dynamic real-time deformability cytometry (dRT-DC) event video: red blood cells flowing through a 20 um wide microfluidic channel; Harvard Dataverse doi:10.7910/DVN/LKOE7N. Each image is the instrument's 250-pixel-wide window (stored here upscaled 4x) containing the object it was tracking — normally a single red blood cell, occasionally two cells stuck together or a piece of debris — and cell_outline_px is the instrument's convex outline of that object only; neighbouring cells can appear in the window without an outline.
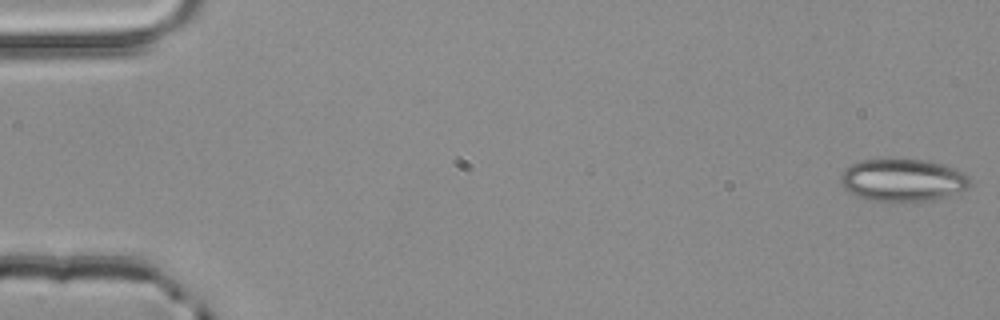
{"species": "common noctule bat (a hibernating species)", "species_latin": "Nyctalus noctula", "temperature_condition": "room temperature", "stored_images_in_passage": 4, "camera_frame_rate_fps": 3000, "um_per_image_px": 0.085, "animal": {"sex": "male", "body_mass_g": 20.4}, "frame": {"image": 1, "passage_image": 1, "time_ms": 0.0, "image_size_px": [1000, 320], "cell_outline_px": [[972, 184], [968, 188], [932, 200], [904, 204], [872, 200], [860, 196], [844, 188], [840, 184], [840, 176], [852, 164], [864, 160], [928, 160], [956, 168], [964, 172], [968, 176]], "centroid_in_image_um": [76.78, 15.34], "position_along_channel_um": 8.2, "area_um2": 32.14}}